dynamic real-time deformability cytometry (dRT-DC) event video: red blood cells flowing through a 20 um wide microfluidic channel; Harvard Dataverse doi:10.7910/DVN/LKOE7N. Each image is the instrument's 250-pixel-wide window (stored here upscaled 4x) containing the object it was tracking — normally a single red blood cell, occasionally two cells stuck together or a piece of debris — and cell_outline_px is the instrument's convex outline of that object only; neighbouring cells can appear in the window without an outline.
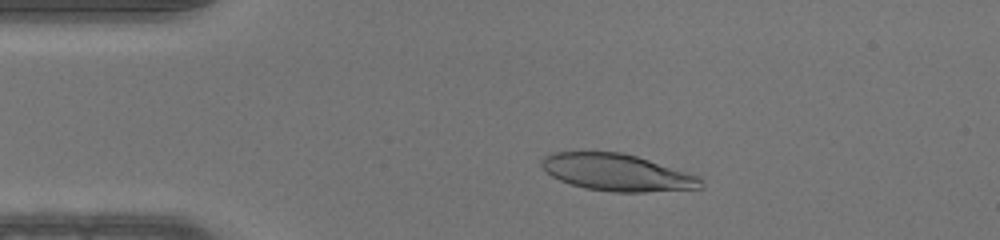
{"species": "human", "species_latin": "Homo sapiens", "temperature_condition": "warm", "stored_images_in_passage": 45, "camera_frame_rate_fps": 3000, "um_per_image_px": 0.085, "donor": {"sex": "male"}, "frame": {"image": 1, "passage_image": 8, "time_ms": 2.333, "image_size_px": [1000, 240], "cell_outline_px": [[704, 188], [644, 192], [612, 192], [584, 188], [560, 180], [552, 176], [540, 164], [540, 160], [544, 156], [556, 152], [620, 152], [636, 156], [700, 176]], "centroid_in_image_um": [52.47, 14.67], "position_along_channel_um": 32.5, "area_um2": 34.1}}
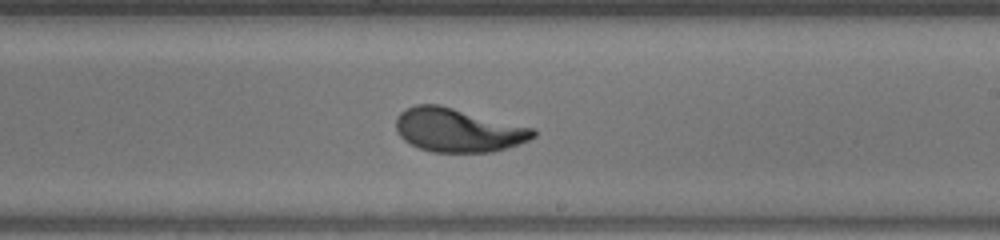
{"frame": {"image": 2, "passage_image": 26, "time_ms": 8.333, "image_size_px": [1000, 240], "cell_outline_px": [[536, 136], [528, 140], [492, 152], [432, 152], [420, 148], [404, 140], [396, 132], [396, 116], [400, 112], [416, 104], [440, 104], [536, 128]], "centroid_in_image_um": [38.93, 11.04], "position_along_channel_um": 250.1, "area_um2": 35.08}}
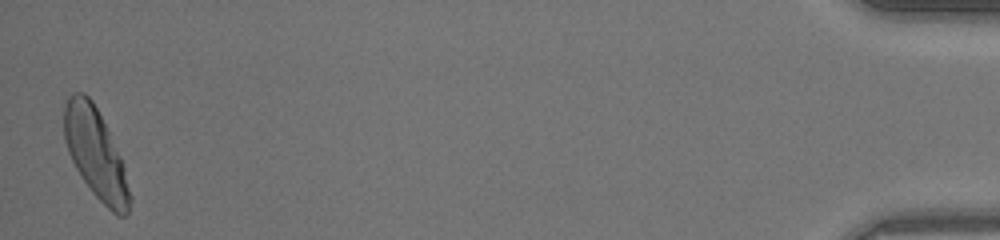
{"frame": {"image": 3, "passage_image": 45, "time_ms": 14.667, "image_size_px": [1000, 240], "cell_outline_px": [[132, 200], [128, 212], [124, 216], [116, 216], [92, 192], [80, 176], [68, 152], [64, 140], [64, 104], [68, 96], [72, 92], [84, 92], [92, 100], [120, 156], [124, 168], [132, 196]], "centroid_in_image_um": [8.12, 13.07], "position_along_channel_um": 427.1, "area_um2": 34.16}}